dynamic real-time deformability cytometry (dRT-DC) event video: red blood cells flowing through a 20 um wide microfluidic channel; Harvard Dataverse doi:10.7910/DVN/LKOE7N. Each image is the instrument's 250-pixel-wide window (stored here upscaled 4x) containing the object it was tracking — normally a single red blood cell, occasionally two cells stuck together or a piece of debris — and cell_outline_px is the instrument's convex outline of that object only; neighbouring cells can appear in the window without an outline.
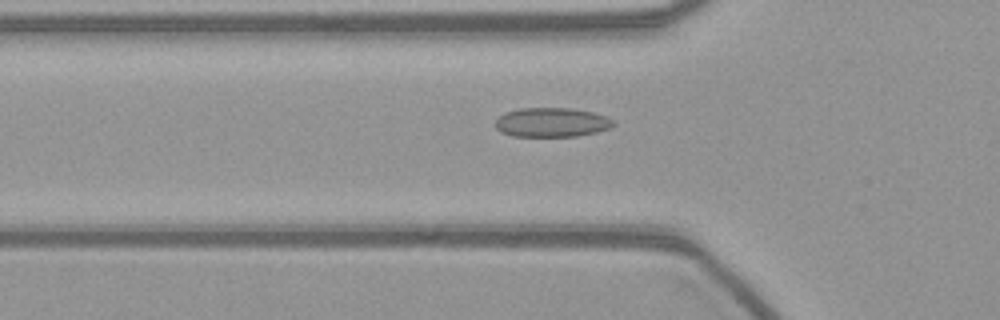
{"species": "common noctule bat (a hibernating species)", "species_latin": "Nyctalus noctula", "temperature_condition": "warm", "stored_images_in_passage": 38, "camera_frame_rate_fps": 3000, "um_per_image_px": 0.085, "animal": {"sex": "female", "body_mass_g": 21.9}, "frame": {"image": 1, "passage_image": 9, "time_ms": 2.667, "image_size_px": [1000, 320], "cell_outline_px": [[616, 124], [612, 128], [596, 132], [576, 136], [512, 136], [500, 132], [492, 124], [504, 112], [520, 108], [572, 108], [592, 112], [604, 116], [612, 120]], "centroid_in_image_um": [46.86, 10.4], "position_along_channel_um": 78.9, "area_um2": 20.29}}
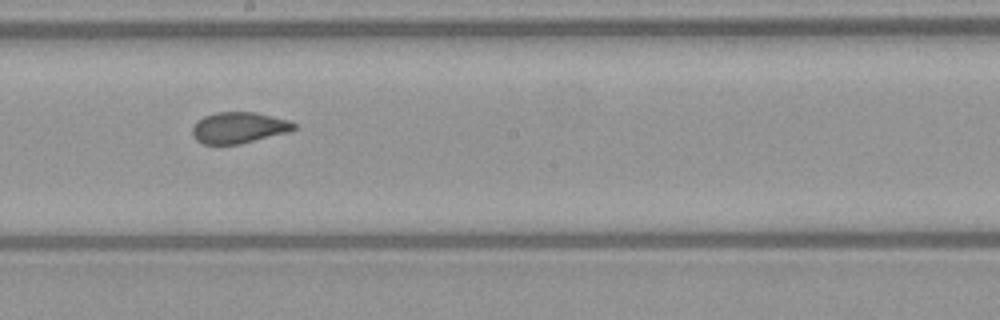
{"frame": {"image": 2, "passage_image": 21, "time_ms": 6.667, "image_size_px": [1000, 320], "cell_outline_px": [[296, 128], [288, 132], [240, 144], [204, 144], [196, 140], [192, 132], [192, 128], [196, 120], [204, 116], [216, 112], [256, 112], [288, 120], [296, 124]], "centroid_in_image_um": [20.28, 10.85], "position_along_channel_um": 227.9, "area_um2": 18.44}}
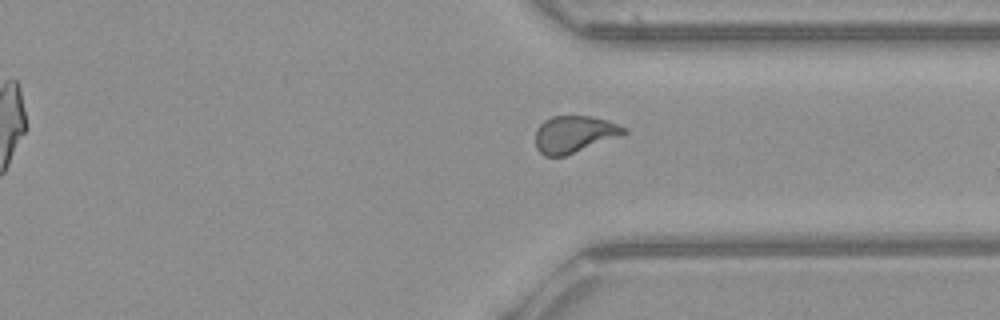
{"frame": {"image": 3, "passage_image": 32, "time_ms": 10.333, "image_size_px": [1000, 320], "cell_outline_px": [[628, 132], [620, 136], [564, 156], [544, 156], [536, 148], [536, 128], [544, 120], [552, 116], [592, 116], [608, 120], [628, 128]], "centroid_in_image_um": [48.82, 11.39], "position_along_channel_um": 362.6, "area_um2": 19.07}}